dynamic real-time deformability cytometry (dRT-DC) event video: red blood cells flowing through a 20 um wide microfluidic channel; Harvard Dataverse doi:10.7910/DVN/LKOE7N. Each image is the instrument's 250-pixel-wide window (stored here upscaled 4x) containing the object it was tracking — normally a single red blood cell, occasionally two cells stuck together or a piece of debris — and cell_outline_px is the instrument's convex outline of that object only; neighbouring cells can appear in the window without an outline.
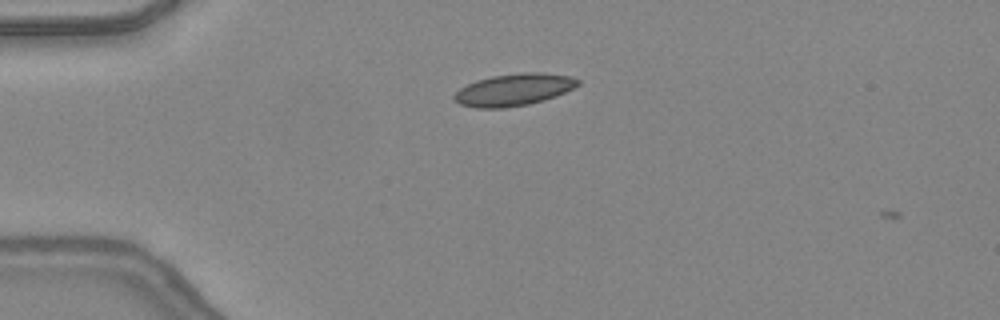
{"species": "common noctule bat (a hibernating species)", "species_latin": "Nyctalus noctula", "temperature_condition": "warm", "stored_images_in_passage": 4, "camera_frame_rate_fps": 3000, "um_per_image_px": 0.085, "animal": {"sex": "female", "body_mass_g": 24.6, "forearm_length_mm": 56.2}, "frame": {"image": 1, "passage_image": 3, "time_ms": 0.667, "image_size_px": [1000, 320], "cell_outline_px": [[580, 84], [556, 96], [544, 100], [528, 104], [504, 108], [476, 108], [460, 104], [452, 100], [452, 96], [460, 88], [476, 80], [492, 76], [520, 72], [544, 72], [572, 76], [580, 80]], "centroid_in_image_um": [43.67, 7.62], "position_along_channel_um": 41.3, "area_um2": 23.29}}